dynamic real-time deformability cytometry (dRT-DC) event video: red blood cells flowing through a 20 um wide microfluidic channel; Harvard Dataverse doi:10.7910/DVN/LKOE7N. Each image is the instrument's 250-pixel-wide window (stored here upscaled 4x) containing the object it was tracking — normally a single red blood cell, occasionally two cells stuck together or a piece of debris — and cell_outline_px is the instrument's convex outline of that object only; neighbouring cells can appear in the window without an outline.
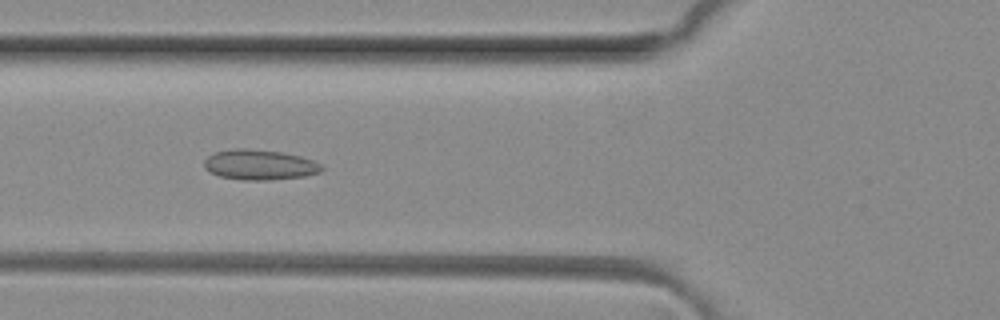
{"species": "common noctule bat (a hibernating species)", "species_latin": "Nyctalus noctula", "temperature_condition": "room temperature", "stored_images_in_passage": 7, "camera_frame_rate_fps": 3000, "um_per_image_px": 0.085, "animal": {"sex": "female", "body_mass_g": 29.2, "forearm_length_mm": 56.3}, "frame": {"image": 1, "passage_image": 6, "time_ms": 1.667, "image_size_px": [1000, 320], "cell_outline_px": [[324, 168], [320, 172], [304, 176], [268, 180], [244, 180], [220, 176], [204, 168], [204, 160], [208, 156], [216, 152], [236, 148], [244, 148], [280, 152], [300, 156], [312, 160], [320, 164]], "centroid_in_image_um": [22.06, 14.0], "position_along_channel_um": 103.7, "area_um2": 20.46}}
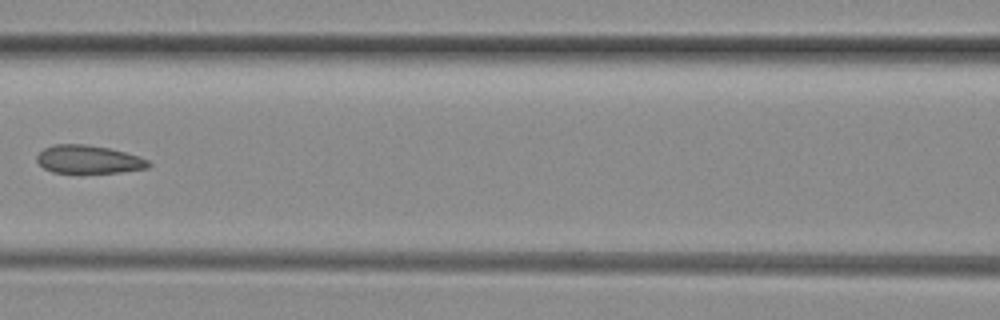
{"frame": {"image": 2, "passage_image": 7, "time_ms": 2.0, "image_size_px": [1000, 320], "cell_outline_px": [[152, 164], [148, 168], [120, 172], [52, 172], [44, 168], [36, 160], [36, 156], [44, 148], [56, 144], [84, 144], [108, 148], [140, 156], [148, 160]], "centroid_in_image_um": [7.54, 13.54], "position_along_channel_um": 159.1, "area_um2": 18.15}}